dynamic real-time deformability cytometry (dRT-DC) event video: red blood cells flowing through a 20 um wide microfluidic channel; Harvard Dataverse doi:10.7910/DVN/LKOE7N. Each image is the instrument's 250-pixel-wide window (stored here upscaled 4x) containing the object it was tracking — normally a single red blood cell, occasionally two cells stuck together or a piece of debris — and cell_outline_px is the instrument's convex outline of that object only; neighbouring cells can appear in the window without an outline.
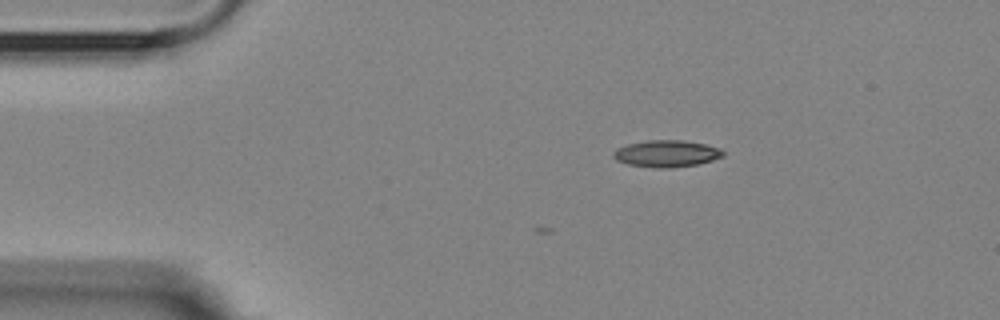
{"species": "Egyptian fruit bat (a non-hibernating species)", "species_latin": "Rousettus aegyptiacus", "temperature_condition": "room temperature", "stored_images_in_passage": 4, "camera_frame_rate_fps": 3000, "um_per_image_px": 0.085, "animal": {"sex": "female"}, "frame": {"image": 1, "passage_image": 1, "time_ms": 0.0, "image_size_px": [1000, 320], "cell_outline_px": [[724, 156], [712, 160], [696, 164], [668, 168], [656, 168], [628, 164], [616, 160], [612, 156], [612, 152], [616, 148], [628, 144], [648, 140], [684, 140], [704, 144], [720, 148], [724, 152]], "centroid_in_image_um": [56.63, 13.05], "position_along_channel_um": 28.4, "area_um2": 17.11}}